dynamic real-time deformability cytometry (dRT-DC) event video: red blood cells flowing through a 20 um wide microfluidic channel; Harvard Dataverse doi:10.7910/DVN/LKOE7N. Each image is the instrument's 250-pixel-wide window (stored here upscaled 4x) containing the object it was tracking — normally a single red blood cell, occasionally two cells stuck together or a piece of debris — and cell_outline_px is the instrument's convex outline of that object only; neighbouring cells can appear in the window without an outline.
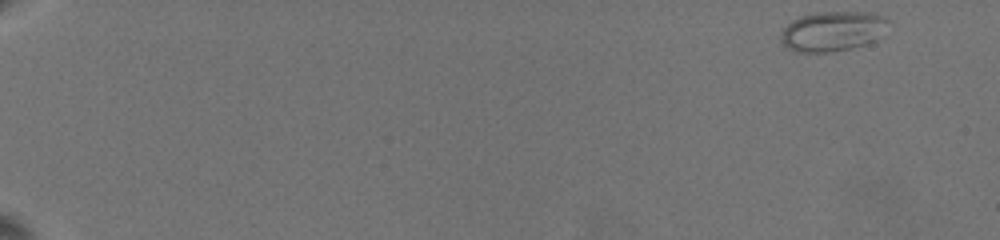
{"species": "common noctule bat (a hibernating species)", "species_latin": "Nyctalus noctula", "temperature_condition": "warm", "stored_images_in_passage": 46, "camera_frame_rate_fps": 3000, "um_per_image_px": 0.085, "animal": {"sex": "female", "body_mass_g": 19.5, "forearm_length_mm": 54.1}, "frame": {"image": 1, "passage_image": 1, "time_ms": 0.0, "image_size_px": [1000, 240], "cell_outline_px": [[888, 20], [884, 36], [876, 40], [864, 44], [848, 48], [828, 52], [796, 52], [784, 44], [780, 40], [780, 36], [784, 28], [792, 20], [800, 16], [816, 12], [872, 12]], "centroid_in_image_um": [70.78, 2.64], "position_along_channel_um": 14.2, "area_um2": 24.91}}
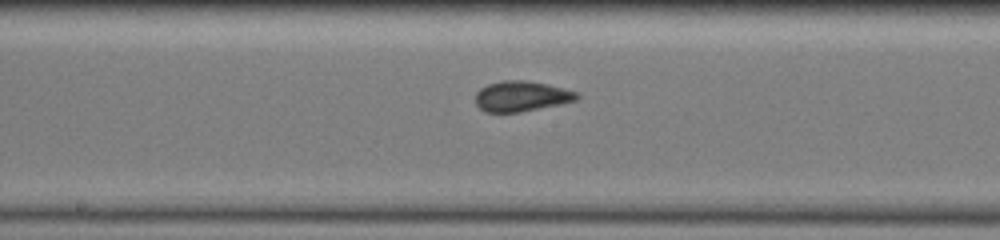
{"frame": {"image": 2, "passage_image": 29, "time_ms": 11.333, "image_size_px": [1000, 240], "cell_outline_px": [[580, 96], [576, 100], [560, 104], [520, 112], [484, 112], [476, 104], [476, 92], [480, 88], [488, 84], [504, 80], [528, 80], [548, 84], [576, 92]], "centroid_in_image_um": [44.3, 8.17], "position_along_channel_um": 203.9, "area_um2": 17.92}}
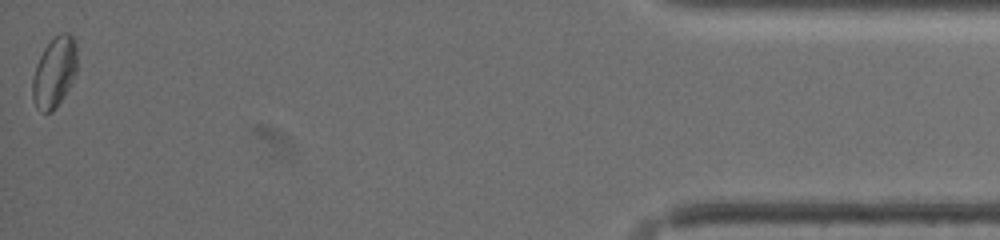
{"frame": {"image": 3, "passage_image": 46, "time_ms": 20.0, "image_size_px": [1000, 240], "cell_outline_px": [[76, 72], [64, 96], [56, 108], [52, 112], [44, 112], [36, 108], [32, 100], [32, 80], [36, 64], [44, 48], [60, 32], [68, 32], [76, 40]], "centroid_in_image_um": [4.61, 6.15], "position_along_channel_um": 430.6, "area_um2": 18.32}, "authors_computed_cell_mechanics": {"area_um2": 18.0047, "velocity_mm_per_s": 3.4582, "shape_relaxation_time_tau1_ms": null, "shape_relaxation_time_tau2_ms": 1.4817, "deformation_change_tau1": null, "deformation_change_tau2": 0.0462}}